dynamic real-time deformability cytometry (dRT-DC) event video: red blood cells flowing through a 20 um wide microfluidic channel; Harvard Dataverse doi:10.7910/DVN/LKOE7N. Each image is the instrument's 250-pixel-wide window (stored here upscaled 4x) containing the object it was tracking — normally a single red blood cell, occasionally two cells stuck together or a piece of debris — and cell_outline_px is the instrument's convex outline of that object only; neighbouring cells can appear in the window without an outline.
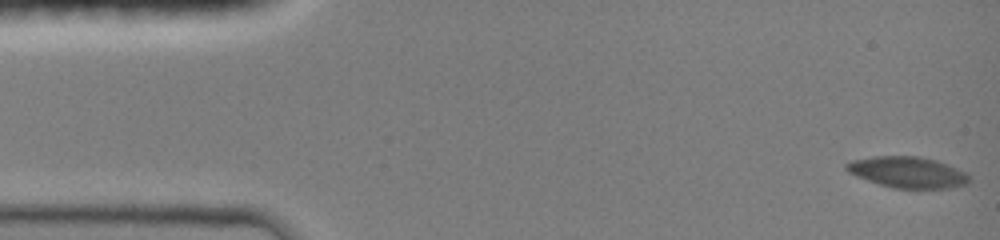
{"species": "common noctule bat (a hibernating species)", "species_latin": "Nyctalus noctula", "temperature_condition": "room temperature", "stored_images_in_passage": 42, "camera_frame_rate_fps": 3000, "um_per_image_px": 0.085, "animal": {"sex": "female", "body_mass_g": 19.0, "forearm_length_mm": 51.5}, "frame": {"image": 1, "passage_image": 1, "time_ms": 0.0, "image_size_px": [1000, 240], "cell_outline_px": [[968, 180], [964, 184], [948, 188], [896, 188], [880, 184], [848, 172], [844, 168], [844, 164], [852, 160], [876, 156], [916, 156], [932, 160], [944, 164], [964, 172], [968, 176]], "centroid_in_image_um": [77.07, 14.63], "position_along_channel_um": 7.9, "area_um2": 21.5}}
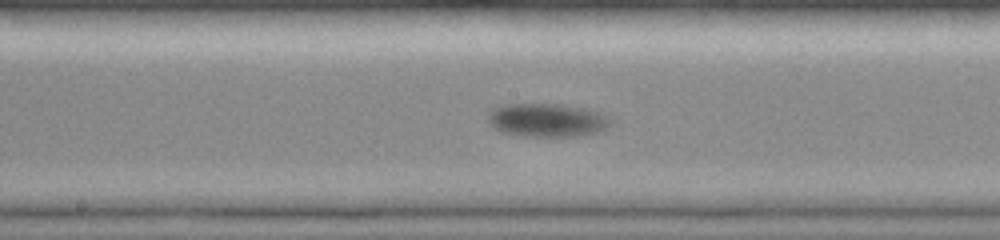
{"frame": {"image": 2, "passage_image": 25, "time_ms": 8.0, "image_size_px": [1000, 240], "cell_outline_px": [[612, 124], [596, 132], [576, 136], [528, 136], [500, 132], [492, 128], [488, 120], [488, 116], [492, 108], [508, 104], [560, 104], [584, 108], [608, 116], [612, 120]], "centroid_in_image_um": [46.46, 10.21], "position_along_channel_um": 201.7, "area_um2": 23.76}}
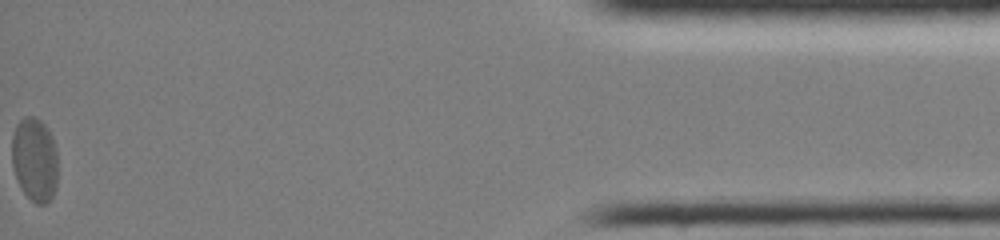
{"frame": {"image": 3, "passage_image": 42, "time_ms": 16.0, "image_size_px": [1000, 240], "cell_outline_px": [[56, 188], [52, 196], [44, 204], [36, 204], [24, 192], [16, 176], [12, 164], [12, 136], [16, 124], [24, 116], [36, 116], [48, 128], [52, 136], [56, 148]], "centroid_in_image_um": [2.94, 13.51], "position_along_channel_um": 432.3, "area_um2": 22.37}, "authors_computed_cell_mechanics": {"area_um2": 22.1952, "velocity_mm_per_s": 3.9371, "shape_relaxation_time_tau1_ms": 2.393, "shape_relaxation_time_tau2_ms": null, "deformation_change_tau1": 0.0877, "deformation_change_tau2": null}}